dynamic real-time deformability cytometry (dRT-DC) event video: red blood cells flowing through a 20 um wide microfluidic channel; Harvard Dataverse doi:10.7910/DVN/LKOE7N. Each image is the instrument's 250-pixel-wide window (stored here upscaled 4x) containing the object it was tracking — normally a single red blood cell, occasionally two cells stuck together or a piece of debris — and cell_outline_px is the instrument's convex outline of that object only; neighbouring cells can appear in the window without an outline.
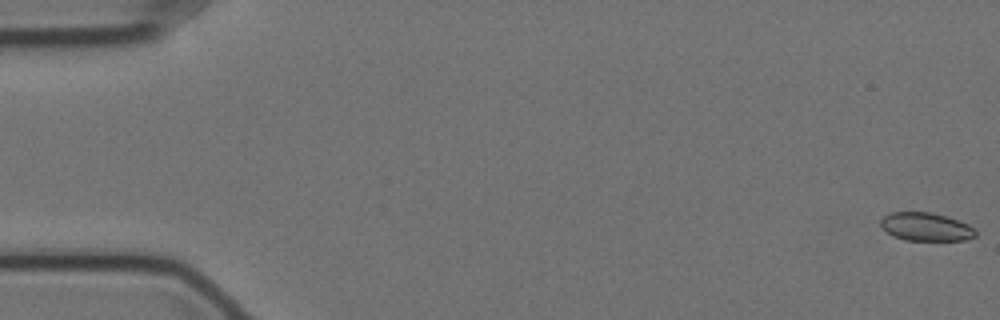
{"species": "Egyptian fruit bat (a non-hibernating species)", "species_latin": "Rousettus aegyptiacus", "temperature_condition": "cold", "stored_images_in_passage": 58, "camera_frame_rate_fps": 3000, "um_per_image_px": 0.085, "animal": {"sex": "female"}, "frame": {"image": 1, "passage_image": 1, "time_ms": 0.0, "image_size_px": [1000, 320], "cell_outline_px": [[976, 236], [964, 240], [904, 240], [892, 236], [880, 224], [880, 220], [884, 216], [892, 212], [932, 212], [968, 224], [976, 232]], "centroid_in_image_um": [78.68, 19.28], "position_along_channel_um": 6.3, "area_um2": 15.43}}
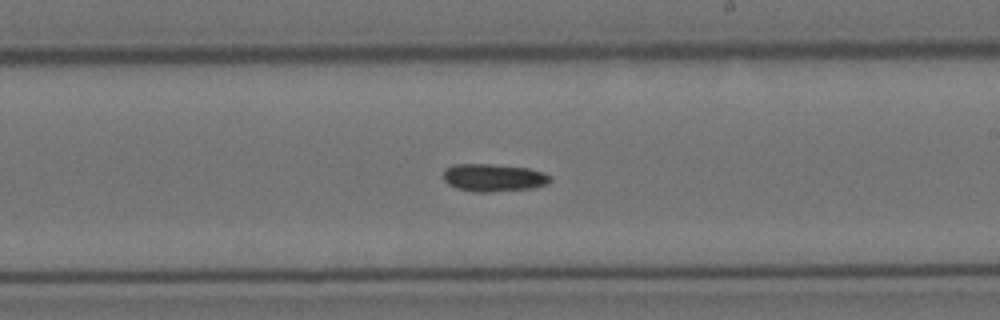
{"frame": {"image": 2, "passage_image": 34, "time_ms": 11.0, "image_size_px": [1000, 320], "cell_outline_px": [[552, 180], [548, 184], [536, 188], [488, 192], [472, 192], [456, 188], [448, 184], [444, 180], [444, 168], [452, 164], [492, 164], [528, 168], [544, 172], [552, 176]], "centroid_in_image_um": [41.98, 15.1], "position_along_channel_um": 247.0, "area_um2": 17.57}}
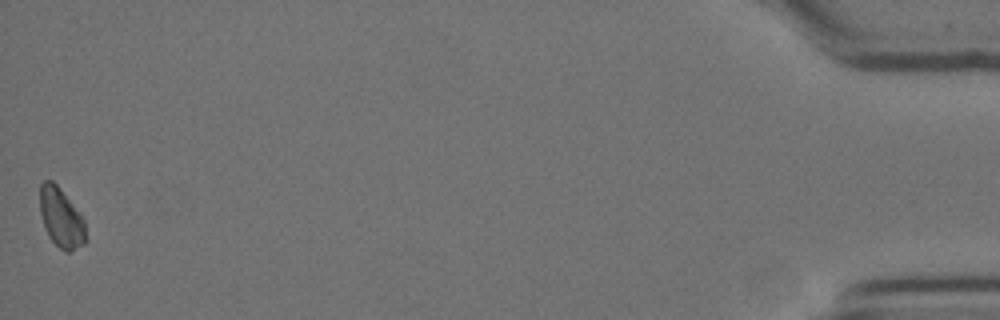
{"frame": {"image": 3, "passage_image": 58, "time_ms": 19.0, "image_size_px": [1000, 320], "cell_outline_px": [[88, 240], [84, 244], [68, 252], [64, 252], [48, 236], [40, 212], [40, 184], [44, 180], [52, 180], [56, 184], [80, 212], [84, 220]], "centroid_in_image_um": [5.22, 18.52], "position_along_channel_um": 430.0, "area_um2": 15.95}}